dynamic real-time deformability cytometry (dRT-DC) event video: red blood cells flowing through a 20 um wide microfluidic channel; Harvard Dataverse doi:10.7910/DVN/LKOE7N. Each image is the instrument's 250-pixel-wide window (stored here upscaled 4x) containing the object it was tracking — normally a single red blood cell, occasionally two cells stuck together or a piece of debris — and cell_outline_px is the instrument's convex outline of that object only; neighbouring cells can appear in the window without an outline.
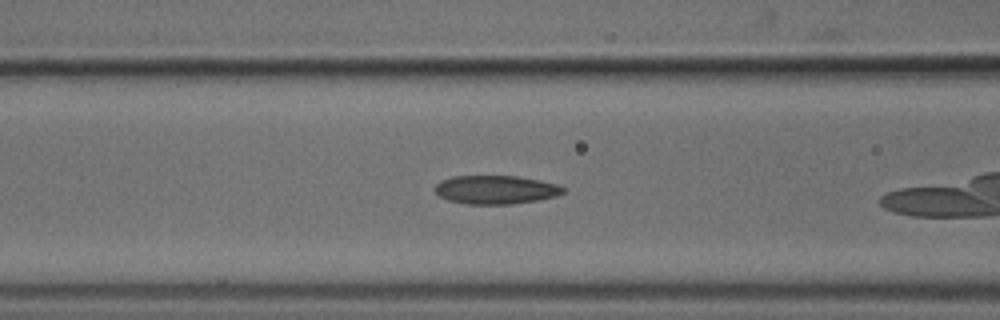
{"species": "common noctule bat (a hibernating species)", "species_latin": "Nyctalus noctula", "temperature_condition": "cold", "stored_images_in_passage": 8, "camera_frame_rate_fps": 3000, "um_per_image_px": 0.085, "animal": {"sex": "male", "body_mass_g": 18.8}, "frame": {"image": 1, "passage_image": 3, "time_ms": 0.667, "image_size_px": [1000, 320], "cell_outline_px": [[564, 192], [556, 196], [536, 200], [512, 204], [468, 204], [448, 200], [440, 196], [436, 192], [436, 184], [440, 180], [452, 176], [516, 176], [540, 180], [556, 184], [564, 188]], "centroid_in_image_um": [42.12, 16.12], "position_along_channel_um": 124.5, "area_um2": 21.21}}
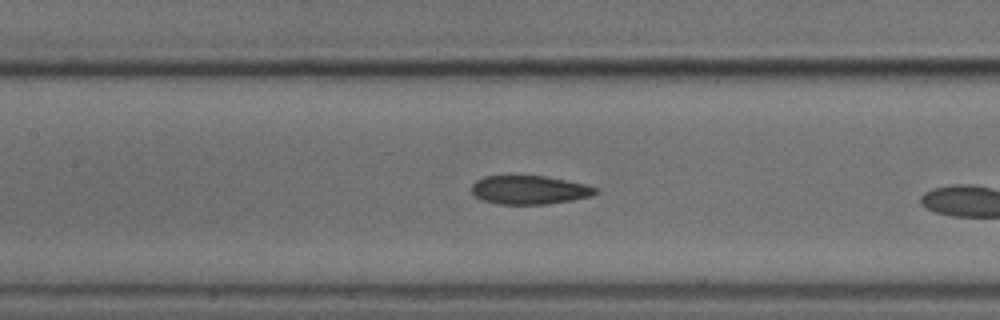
{"frame": {"image": 2, "passage_image": 6, "time_ms": 1.667, "image_size_px": [1000, 320], "cell_outline_px": [[596, 192], [588, 196], [572, 200], [548, 204], [496, 204], [484, 200], [476, 196], [472, 192], [472, 184], [476, 180], [484, 176], [544, 176], [584, 184], [596, 188]], "centroid_in_image_um": [44.94, 16.14], "position_along_channel_um": 162.5, "area_um2": 20.35}}